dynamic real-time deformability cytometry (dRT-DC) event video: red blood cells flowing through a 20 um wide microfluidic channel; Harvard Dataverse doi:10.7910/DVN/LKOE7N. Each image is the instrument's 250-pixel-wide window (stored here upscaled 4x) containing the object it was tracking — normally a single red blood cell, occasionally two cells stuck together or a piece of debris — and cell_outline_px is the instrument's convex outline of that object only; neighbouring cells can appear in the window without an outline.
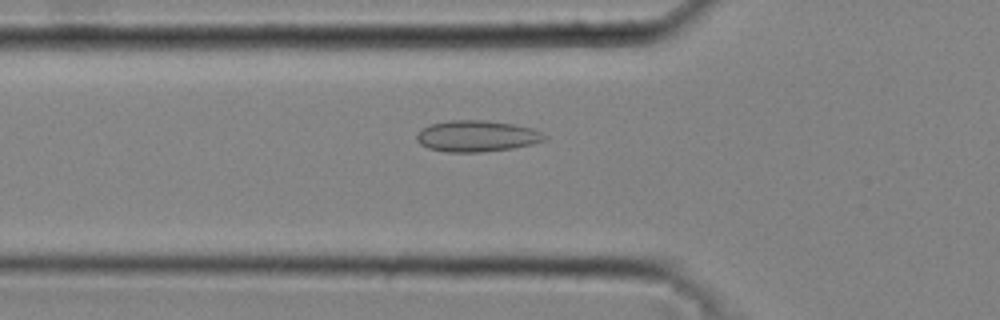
{"species": "common noctule bat (a hibernating species)", "species_latin": "Nyctalus noctula", "temperature_condition": "cold", "stored_images_in_passage": 41, "camera_frame_rate_fps": 3000, "um_per_image_px": 0.085, "animal": {"sex": "male", "body_mass_g": 20.4}, "frame": {"image": 1, "passage_image": 16, "time_ms": 5.0, "image_size_px": [1000, 320], "cell_outline_px": [[548, 136], [544, 140], [532, 144], [512, 148], [480, 152], [448, 152], [428, 148], [420, 144], [416, 140], [416, 136], [424, 128], [432, 124], [452, 120], [488, 120], [516, 124], [532, 128]], "centroid_in_image_um": [40.55, 11.56], "position_along_channel_um": 85.2, "area_um2": 23.18}}
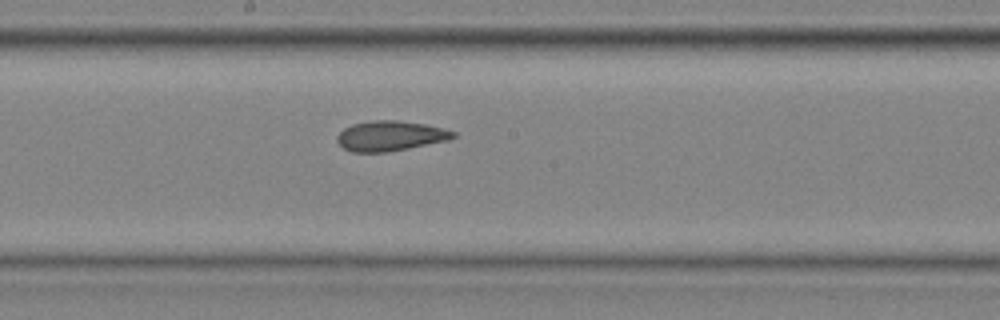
{"frame": {"image": 2, "passage_image": 25, "time_ms": 8.0, "image_size_px": [1000, 320], "cell_outline_px": [[456, 136], [448, 140], [388, 152], [352, 152], [344, 148], [336, 140], [336, 136], [344, 128], [352, 124], [372, 120], [396, 120], [424, 124], [444, 128], [456, 132]], "centroid_in_image_um": [33.16, 11.55], "position_along_channel_um": 215.0, "area_um2": 20.29}}
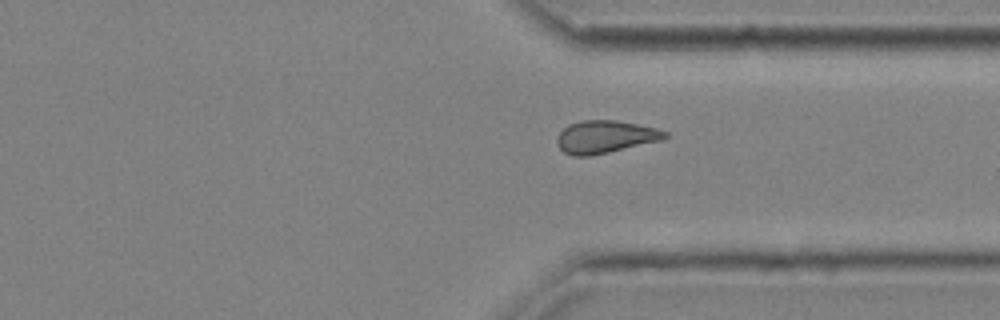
{"frame": {"image": 3, "passage_image": 35, "time_ms": 11.333, "image_size_px": [1000, 320], "cell_outline_px": [[668, 136], [660, 140], [608, 152], [588, 156], [572, 156], [564, 152], [560, 148], [556, 140], [556, 136], [568, 124], [580, 120], [616, 120], [656, 128], [668, 132]], "centroid_in_image_um": [51.4, 11.62], "position_along_channel_um": 360.0, "area_um2": 20.35}, "authors_computed_cell_mechanics": {"area_um2": 21.2126, "velocity_mm_per_s": 4.3293, "shape_relaxation_time_tau1_ms": null, "shape_relaxation_time_tau2_ms": 2.9538, "deformation_change_tau1": null, "deformation_change_tau2": 0.082}}